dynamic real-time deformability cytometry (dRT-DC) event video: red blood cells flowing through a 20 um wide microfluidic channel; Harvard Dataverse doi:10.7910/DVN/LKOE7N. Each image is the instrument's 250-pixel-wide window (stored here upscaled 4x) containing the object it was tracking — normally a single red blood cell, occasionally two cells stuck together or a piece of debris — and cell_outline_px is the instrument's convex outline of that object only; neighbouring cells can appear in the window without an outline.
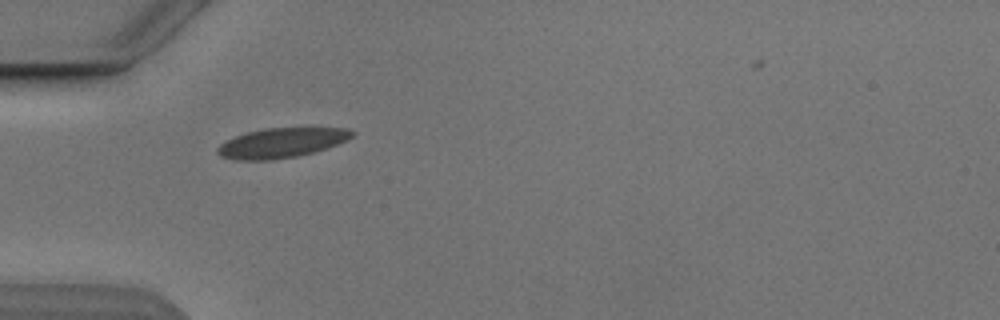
{"species": "Egyptian fruit bat (a non-hibernating species)", "species_latin": "Rousettus aegyptiacus", "temperature_condition": "cold", "stored_images_in_passage": 5, "camera_frame_rate_fps": 3000, "um_per_image_px": 0.085, "animal": {"sex": "male"}, "frame": {"image": 1, "passage_image": 1, "time_ms": 0.0, "image_size_px": [1000, 320], "cell_outline_px": [[356, 132], [348, 140], [312, 152], [296, 156], [272, 160], [240, 160], [220, 156], [216, 152], [216, 148], [220, 144], [236, 136], [248, 132], [268, 128], [348, 128]], "centroid_in_image_um": [23.92, 12.14], "position_along_channel_um": 61.1, "area_um2": 23.0}}
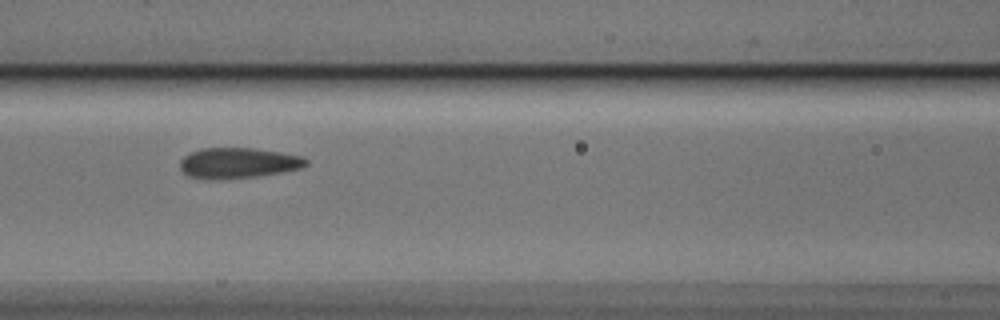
{"frame": {"image": 2, "passage_image": 3, "time_ms": 2.333, "image_size_px": [1000, 320], "cell_outline_px": [[308, 164], [304, 168], [284, 172], [256, 176], [224, 180], [204, 180], [188, 176], [180, 168], [180, 160], [184, 156], [200, 148], [252, 148], [280, 152], [300, 156], [308, 160]], "centroid_in_image_um": [20.23, 13.87], "position_along_channel_um": 146.4, "area_um2": 22.77}}
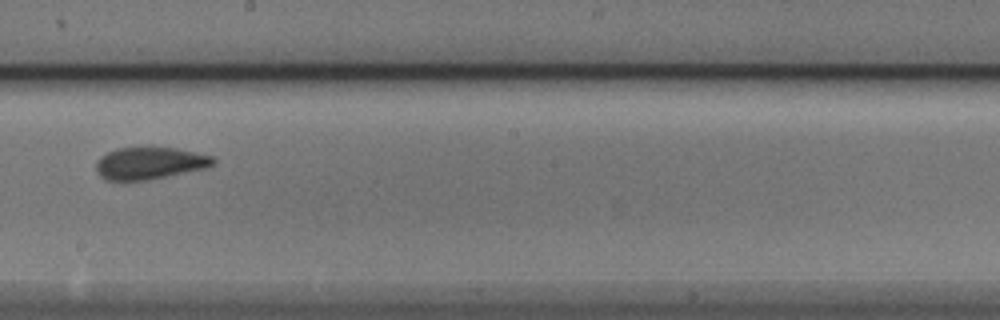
{"frame": {"image": 3, "passage_image": 5, "time_ms": 4.667, "image_size_px": [1000, 320], "cell_outline_px": [[216, 164], [204, 168], [148, 180], [104, 180], [96, 172], [96, 160], [100, 156], [116, 148], [176, 148], [196, 152], [212, 156], [216, 160]], "centroid_in_image_um": [12.7, 13.87], "position_along_channel_um": 235.5, "area_um2": 21.85}}